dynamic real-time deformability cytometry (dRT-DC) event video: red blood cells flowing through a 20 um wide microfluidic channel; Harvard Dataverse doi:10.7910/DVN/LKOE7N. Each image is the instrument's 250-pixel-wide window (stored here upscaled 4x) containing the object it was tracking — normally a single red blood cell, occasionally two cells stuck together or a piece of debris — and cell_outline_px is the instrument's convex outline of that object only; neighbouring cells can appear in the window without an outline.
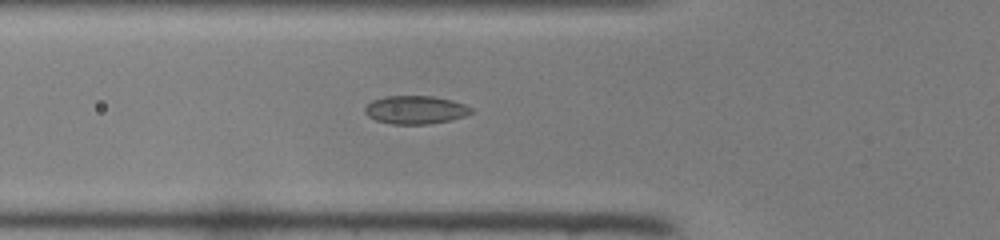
{"species": "common noctule bat (a hibernating species)", "species_latin": "Nyctalus noctula", "temperature_condition": "room temperature", "stored_images_in_passage": 41, "camera_frame_rate_fps": 3000, "um_per_image_px": 0.085, "animal": {"sex": "female", "body_mass_g": 22.0, "forearm_length_mm": 56.7}, "frame": {"image": 1, "passage_image": 15, "time_ms": 4.667, "image_size_px": [1000, 240], "cell_outline_px": [[472, 112], [464, 116], [452, 120], [428, 124], [392, 124], [376, 120], [368, 116], [364, 112], [364, 108], [372, 100], [384, 96], [432, 96], [452, 100], [464, 104], [472, 108]], "centroid_in_image_um": [35.3, 9.33], "position_along_channel_um": 90.5, "area_um2": 17.51}}
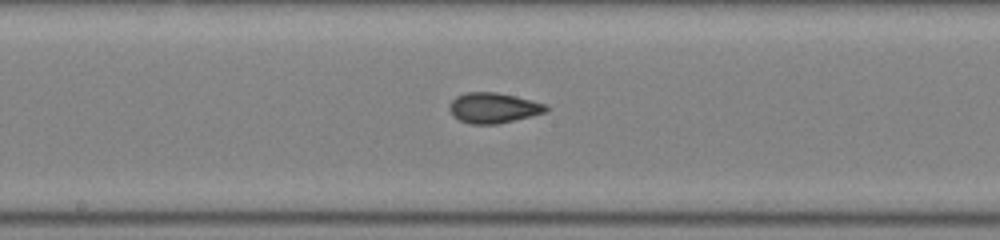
{"frame": {"image": 2, "passage_image": 23, "time_ms": 7.333, "image_size_px": [1000, 240], "cell_outline_px": [[548, 108], [544, 112], [496, 124], [472, 124], [460, 120], [452, 116], [448, 108], [448, 104], [456, 96], [464, 92], [496, 92], [516, 96], [548, 104]], "centroid_in_image_um": [41.88, 9.15], "position_along_channel_um": 206.3, "area_um2": 17.05}}
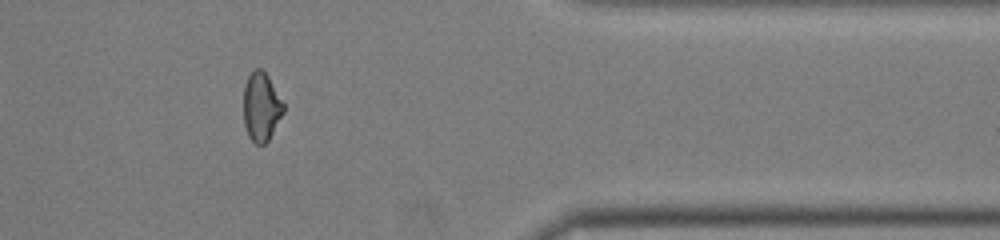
{"frame": {"image": 3, "passage_image": 37, "time_ms": 12.0, "image_size_px": [1000, 240], "cell_outline_px": [[284, 112], [268, 140], [264, 144], [256, 144], [248, 136], [244, 124], [244, 84], [248, 76], [256, 68], [260, 68], [268, 76], [284, 104]], "centroid_in_image_um": [22.2, 9.08], "position_along_channel_um": 389.2, "area_um2": 15.84}}